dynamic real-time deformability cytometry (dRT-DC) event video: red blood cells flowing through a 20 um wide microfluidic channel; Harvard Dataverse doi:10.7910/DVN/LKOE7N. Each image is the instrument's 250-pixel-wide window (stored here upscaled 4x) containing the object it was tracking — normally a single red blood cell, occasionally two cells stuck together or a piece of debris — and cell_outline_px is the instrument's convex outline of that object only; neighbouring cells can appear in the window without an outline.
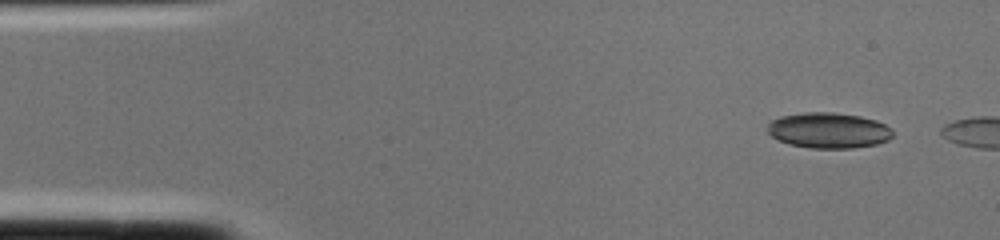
{"species": "common noctule bat (a hibernating species)", "species_latin": "Nyctalus noctula", "temperature_condition": "cold", "stored_images_in_passage": 2, "segment_of_instrument_passage": [2, 2], "camera_frame_rate_fps": 3000, "um_per_image_px": 0.085, "animal": {"sex": "female", "body_mass_g": 22.0, "forearm_length_mm": 56.7}, "frame": {"image": 1, "passage_image": 2, "time_ms": 0.333, "image_size_px": [1000, 240], "cell_outline_px": [[892, 136], [888, 140], [876, 144], [852, 148], [808, 148], [788, 144], [776, 140], [768, 132], [768, 124], [772, 120], [780, 116], [804, 112], [832, 112], [860, 116], [876, 120], [892, 128]], "centroid_in_image_um": [70.41, 11.08], "position_along_channel_um": 14.6, "area_um2": 26.13}}